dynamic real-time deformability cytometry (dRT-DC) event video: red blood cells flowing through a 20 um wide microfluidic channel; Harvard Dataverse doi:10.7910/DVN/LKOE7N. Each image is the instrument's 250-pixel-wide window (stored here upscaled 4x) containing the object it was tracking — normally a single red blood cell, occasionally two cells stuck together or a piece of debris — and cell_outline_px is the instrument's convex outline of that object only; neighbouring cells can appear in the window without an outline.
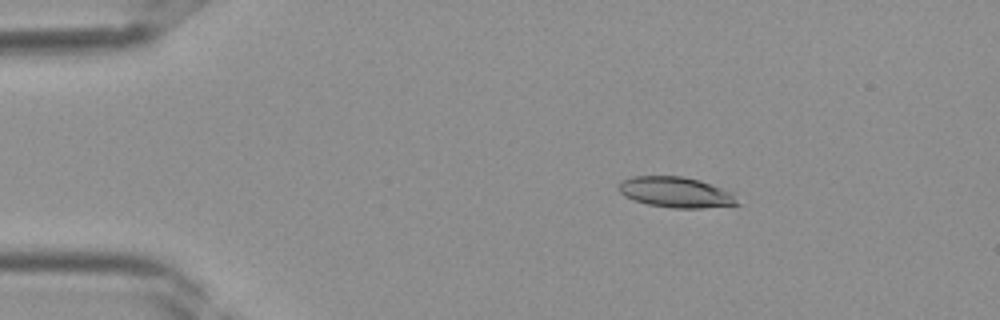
{"species": "Egyptian fruit bat (a non-hibernating species)", "species_latin": "Rousettus aegyptiacus", "temperature_condition": "room temperature", "stored_images_in_passage": 38, "camera_frame_rate_fps": 3000, "um_per_image_px": 0.085, "frame": {"image": 1, "passage_image": 6, "time_ms": 1.667, "image_size_px": [1000, 320], "cell_outline_px": [[744, 204], [700, 208], [672, 208], [648, 204], [632, 200], [624, 196], [616, 188], [620, 180], [632, 176], [684, 176], [700, 180], [732, 192]], "centroid_in_image_um": [57.44, 16.34], "position_along_channel_um": 27.6, "area_um2": 21.56}}
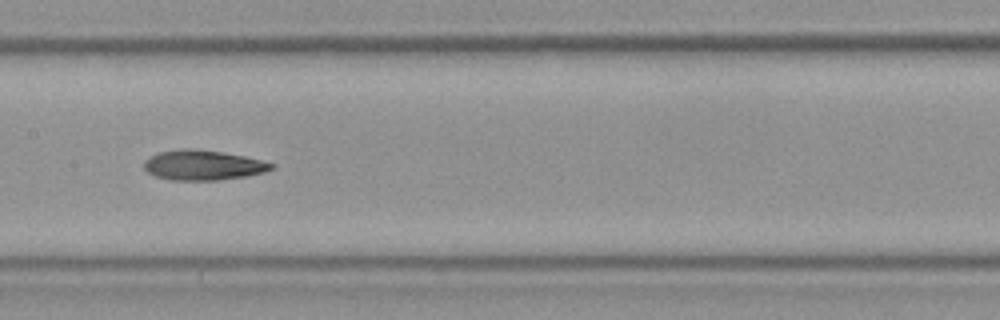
{"frame": {"image": 2, "passage_image": 19, "time_ms": 6.0, "image_size_px": [1000, 320], "cell_outline_px": [[276, 168], [264, 172], [244, 176], [220, 180], [172, 180], [156, 176], [148, 172], [144, 168], [144, 160], [148, 156], [160, 152], [184, 148], [192, 148], [224, 152], [244, 156], [276, 164]], "centroid_in_image_um": [17.26, 14.03], "position_along_channel_um": 190.1, "area_um2": 22.31}}
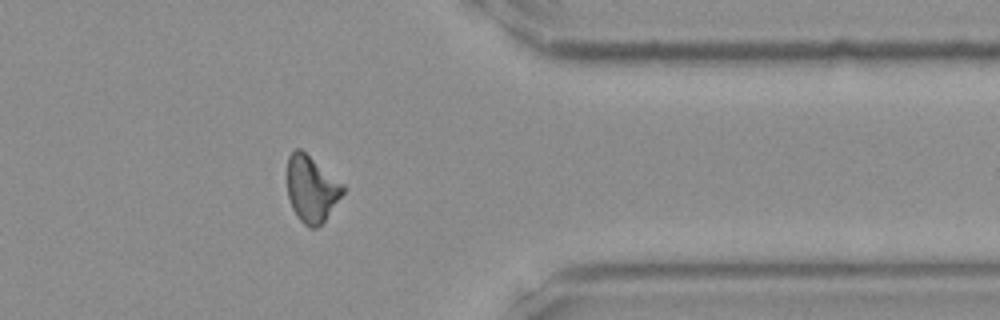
{"frame": {"image": 3, "passage_image": 31, "time_ms": 10.0, "image_size_px": [1000, 320], "cell_outline_px": [[344, 192], [324, 220], [316, 228], [308, 228], [296, 216], [292, 208], [288, 196], [288, 156], [296, 148], [300, 148], [344, 184]], "centroid_in_image_um": [26.47, 16.06], "position_along_channel_um": 384.9, "area_um2": 21.27}}